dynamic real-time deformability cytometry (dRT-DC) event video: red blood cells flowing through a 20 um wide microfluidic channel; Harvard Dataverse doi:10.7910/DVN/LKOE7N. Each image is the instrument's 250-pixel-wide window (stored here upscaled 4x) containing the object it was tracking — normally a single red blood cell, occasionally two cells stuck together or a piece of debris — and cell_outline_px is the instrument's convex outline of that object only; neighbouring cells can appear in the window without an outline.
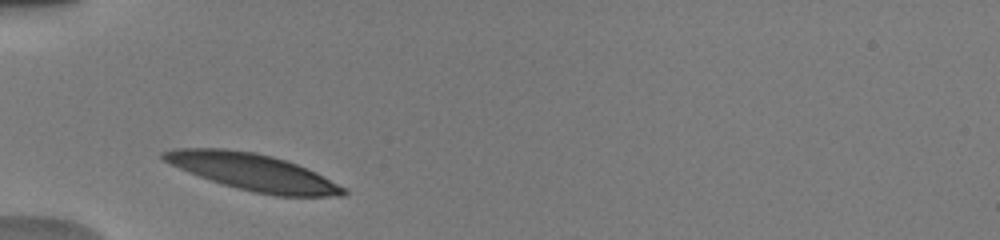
{"species": "human", "species_latin": "Homo sapiens", "temperature_condition": "warm", "stored_images_in_passage": 16, "camera_frame_rate_fps": 3000, "um_per_image_px": 0.085, "donor": {"sex": "male"}, "frame": {"image": 1, "passage_image": 1, "time_ms": 0.0, "image_size_px": [1000, 240], "cell_outline_px": [[348, 192], [344, 196], [276, 196], [256, 192], [224, 184], [200, 176], [180, 168], [164, 160], [160, 156], [160, 152], [176, 148], [224, 148], [256, 152], [272, 156], [308, 168], [348, 188]], "centroid_in_image_um": [21.56, 14.62], "position_along_channel_um": 63.4, "area_um2": 38.26}}
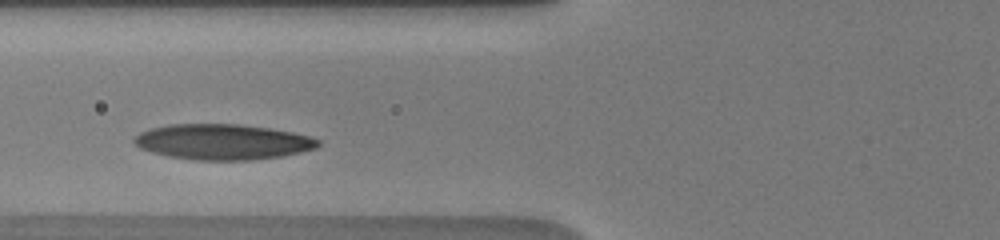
{"frame": {"image": 2, "passage_image": 3, "time_ms": 1.333, "image_size_px": [1000, 240], "cell_outline_px": [[320, 144], [316, 148], [284, 156], [252, 160], [192, 160], [168, 156], [152, 152], [140, 148], [132, 140], [140, 132], [148, 128], [168, 124], [240, 124], [268, 128], [292, 132], [308, 136], [320, 140]], "centroid_in_image_um": [18.91, 12.06], "position_along_channel_um": 106.9, "area_um2": 38.21}}
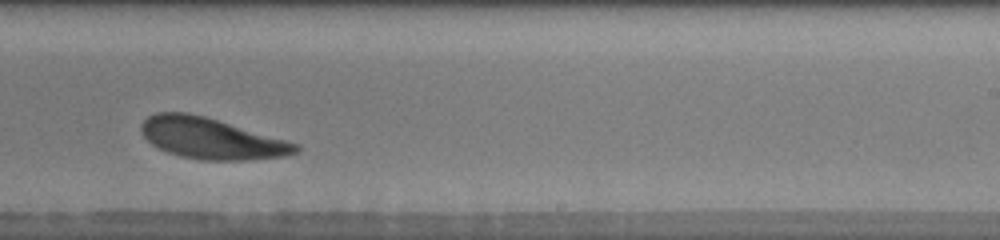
{"frame": {"image": 3, "passage_image": 10, "time_ms": 5.667, "image_size_px": [1000, 240], "cell_outline_px": [[300, 148], [296, 152], [284, 156], [252, 160], [200, 160], [180, 156], [168, 152], [152, 144], [144, 136], [140, 128], [144, 120], [148, 116], [156, 112], [188, 112], [204, 116], [288, 140], [300, 144]], "centroid_in_image_um": [17.98, 11.76], "position_along_channel_um": 271.0, "area_um2": 36.88}, "authors_computed_cell_mechanics": {"area_um2": 37.4255, "velocity_mm_per_s": 3.8019, "shape_relaxation_time_tau1_ms": 1.3625, "shape_relaxation_time_tau2_ms": 6.0203, "deformation_change_tau1": 0.12, "deformation_change_tau2": 0.1371}}